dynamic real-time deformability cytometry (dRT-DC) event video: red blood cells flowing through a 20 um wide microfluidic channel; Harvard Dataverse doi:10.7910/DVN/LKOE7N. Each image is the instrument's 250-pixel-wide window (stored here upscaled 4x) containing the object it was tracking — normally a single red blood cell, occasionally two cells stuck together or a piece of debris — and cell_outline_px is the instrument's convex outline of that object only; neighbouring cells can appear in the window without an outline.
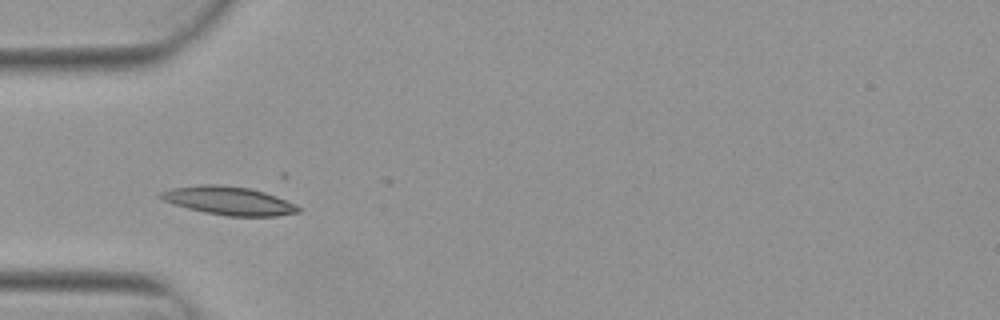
{"species": "Egyptian fruit bat (a non-hibernating species)", "species_latin": "Rousettus aegyptiacus", "temperature_condition": "warm", "stored_images_in_passage": 7, "camera_frame_rate_fps": 3000, "um_per_image_px": 0.085, "animal": {"sex": "female"}, "frame": {"image": 1, "passage_image": 3, "time_ms": 0.667, "image_size_px": [1000, 320], "cell_outline_px": [[300, 212], [276, 216], [228, 216], [204, 212], [172, 204], [156, 196], [160, 192], [172, 188], [200, 184], [220, 184], [248, 188], [264, 192], [276, 196], [296, 204], [300, 208]], "centroid_in_image_um": [19.42, 17.06], "position_along_channel_um": 65.6, "area_um2": 22.77}}
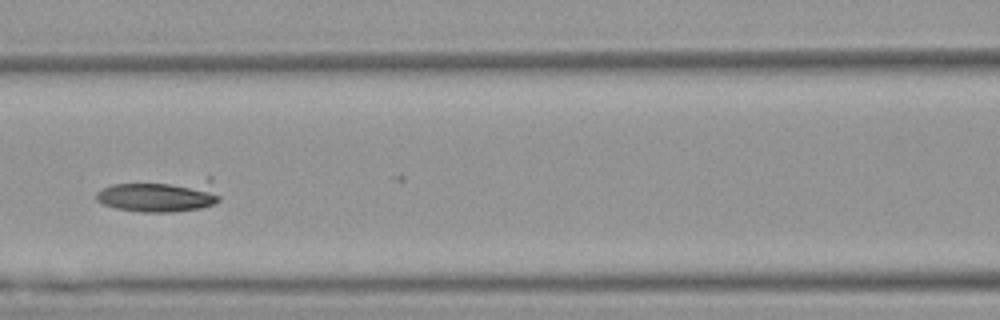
{"frame": {"image": 2, "passage_image": 5, "time_ms": 1.333, "image_size_px": [1000, 320], "cell_outline_px": [[220, 200], [212, 204], [200, 208], [172, 212], [140, 212], [116, 208], [104, 204], [96, 200], [96, 192], [112, 184], [208, 176], [212, 176], [220, 196]], "centroid_in_image_um": [13.7, 16.57], "position_along_channel_um": 152.9, "area_um2": 24.57}}
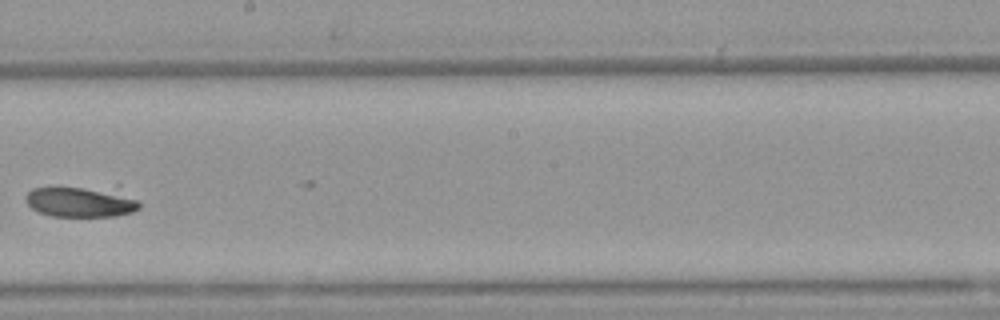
{"frame": {"image": 3, "passage_image": 7, "time_ms": 2.0, "image_size_px": [1000, 320], "cell_outline_px": [[140, 208], [132, 212], [116, 216], [52, 216], [40, 212], [32, 208], [28, 204], [24, 196], [32, 188], [116, 184], [120, 184], [140, 204]], "centroid_in_image_um": [7.02, 17.06], "position_along_channel_um": 241.2, "area_um2": 21.85}}